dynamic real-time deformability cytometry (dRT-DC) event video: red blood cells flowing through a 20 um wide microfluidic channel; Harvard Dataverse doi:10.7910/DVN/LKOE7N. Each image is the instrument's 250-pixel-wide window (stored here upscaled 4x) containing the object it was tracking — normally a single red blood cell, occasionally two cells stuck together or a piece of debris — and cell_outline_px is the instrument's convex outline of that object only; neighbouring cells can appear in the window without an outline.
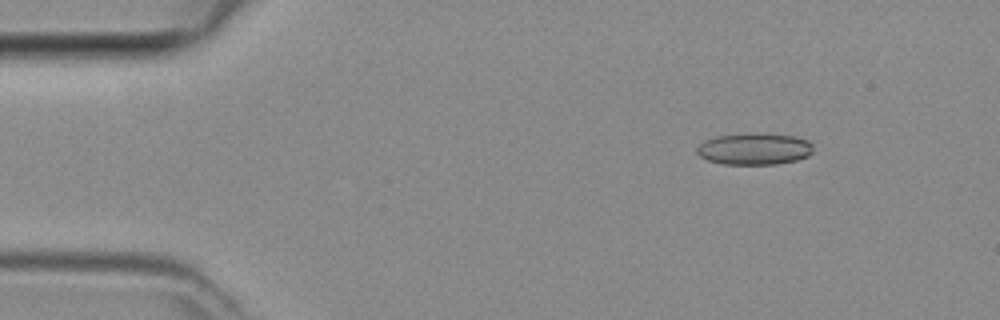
{"species": "common noctule bat (a hibernating species)", "species_latin": "Nyctalus noctula", "temperature_condition": "room temperature", "stored_images_in_passage": 3, "camera_frame_rate_fps": 3000, "um_per_image_px": 0.085, "animal": {"sex": "female", "body_mass_g": 29.2, "forearm_length_mm": 56.3}, "frame": {"image": 1, "passage_image": 1, "time_ms": 0.0, "image_size_px": [1000, 320], "cell_outline_px": [[812, 152], [808, 156], [796, 160], [776, 164], [720, 164], [708, 160], [700, 156], [696, 152], [696, 148], [704, 140], [716, 136], [748, 132], [768, 132], [796, 136], [808, 140], [812, 144]], "centroid_in_image_um": [64.12, 12.63], "position_along_channel_um": 20.9, "area_um2": 22.02}}